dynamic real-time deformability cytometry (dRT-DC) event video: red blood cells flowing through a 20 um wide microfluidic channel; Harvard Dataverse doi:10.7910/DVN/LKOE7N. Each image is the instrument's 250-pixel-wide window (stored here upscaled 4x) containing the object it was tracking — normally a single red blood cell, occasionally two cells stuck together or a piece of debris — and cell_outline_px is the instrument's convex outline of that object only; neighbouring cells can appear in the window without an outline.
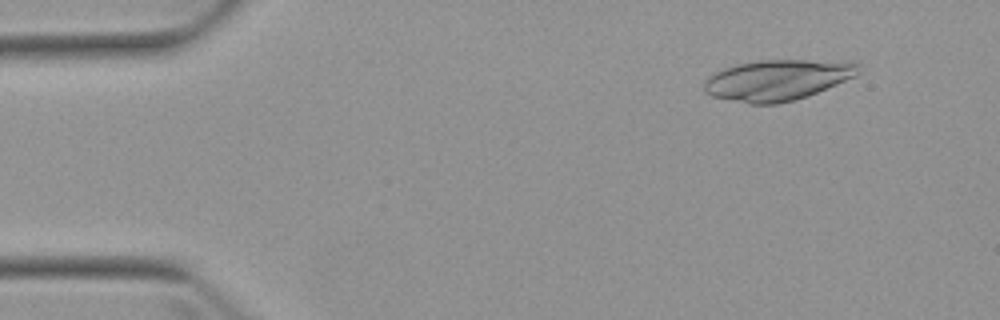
{"species": "Egyptian fruit bat (a non-hibernating species)", "species_latin": "Rousettus aegyptiacus", "temperature_condition": "warm", "stored_images_in_passage": 4, "camera_frame_rate_fps": 3000, "um_per_image_px": 0.085, "animal": {"sex": "female"}, "frame": {"image": 1, "passage_image": 2, "time_ms": 1.0, "image_size_px": [1000, 320], "cell_outline_px": [[860, 72], [856, 76], [808, 96], [776, 104], [748, 104], [712, 96], [704, 92], [704, 80], [712, 72], [736, 64], [760, 60], [852, 60], [860, 64]], "centroid_in_image_um": [66.1, 6.78], "position_along_channel_um": 18.9, "area_um2": 37.17}}